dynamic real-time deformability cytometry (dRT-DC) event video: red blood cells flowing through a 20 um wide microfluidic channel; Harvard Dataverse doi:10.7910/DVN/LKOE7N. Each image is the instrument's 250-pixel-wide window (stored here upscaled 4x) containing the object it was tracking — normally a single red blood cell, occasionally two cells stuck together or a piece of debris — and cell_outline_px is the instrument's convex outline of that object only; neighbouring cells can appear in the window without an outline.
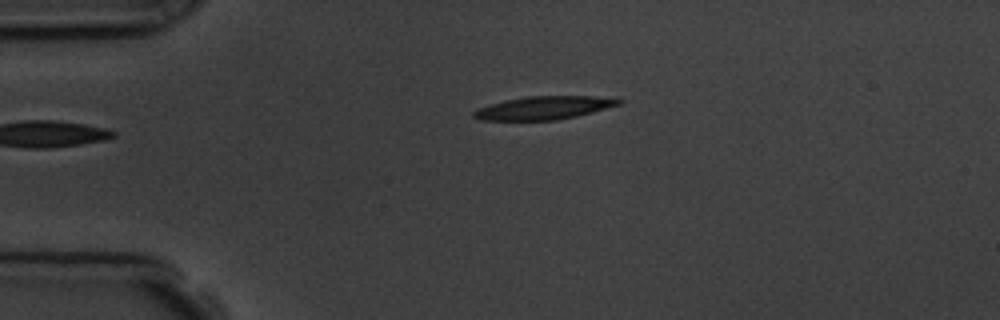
{"species": "common noctule bat (a hibernating species)", "species_latin": "Nyctalus noctula", "temperature_condition": "room temperature", "stored_images_in_passage": 4, "camera_frame_rate_fps": 3000, "um_per_image_px": 0.085, "animal": {"sex": "male", "body_mass_g": 19.5, "forearm_length_mm": 54.6}, "frame": {"image": 1, "passage_image": 4, "time_ms": 3.333, "image_size_px": [1000, 320], "cell_outline_px": [[624, 100], [620, 104], [592, 112], [576, 116], [556, 120], [480, 120], [472, 116], [472, 112], [476, 108], [504, 100], [528, 96], [596, 96]], "centroid_in_image_um": [46.17, 9.16], "position_along_channel_um": 38.8, "area_um2": 19.54}}